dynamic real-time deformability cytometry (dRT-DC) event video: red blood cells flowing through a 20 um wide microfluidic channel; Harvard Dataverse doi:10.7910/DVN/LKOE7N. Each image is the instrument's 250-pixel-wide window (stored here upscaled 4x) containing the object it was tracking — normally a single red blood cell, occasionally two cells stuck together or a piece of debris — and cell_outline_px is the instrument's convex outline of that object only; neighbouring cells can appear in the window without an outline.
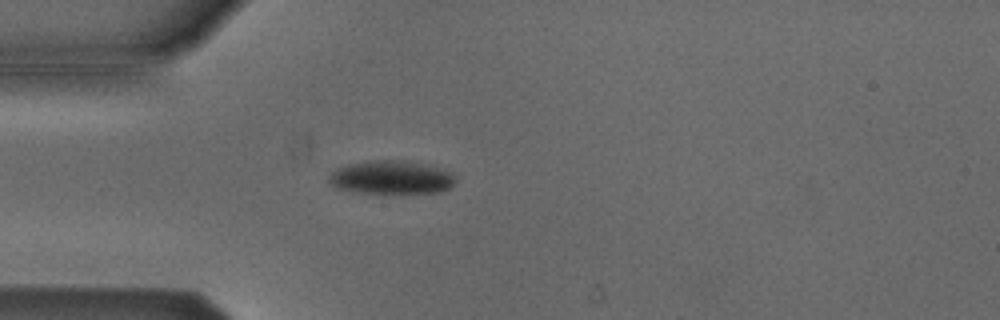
{"species": "Egyptian fruit bat (a non-hibernating species)", "species_latin": "Rousettus aegyptiacus", "temperature_condition": "cold", "stored_images_in_passage": 46, "camera_frame_rate_fps": 3000, "um_per_image_px": 0.085, "animal": {"sex": "male"}, "frame": {"image": 1, "passage_image": 7, "time_ms": 2.0, "image_size_px": [1000, 320], "cell_outline_px": [[456, 180], [448, 188], [440, 192], [404, 196], [400, 196], [352, 192], [336, 188], [328, 180], [328, 176], [336, 168], [348, 164], [372, 160], [404, 160], [424, 164], [452, 172], [456, 176]], "centroid_in_image_um": [33.27, 15.13], "position_along_channel_um": 51.7, "area_um2": 25.78}}
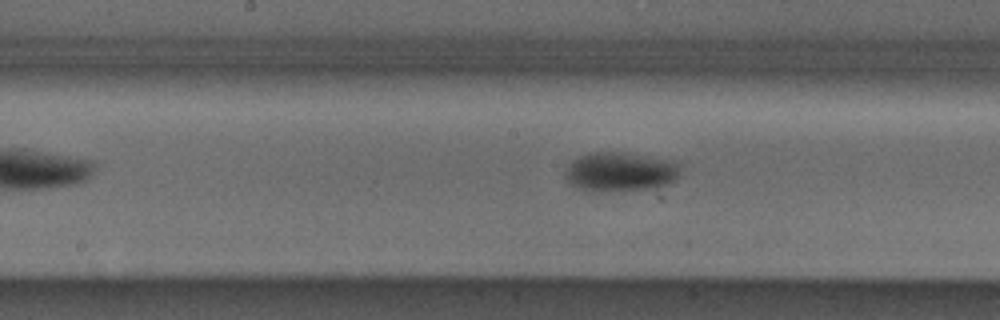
{"frame": {"image": 2, "passage_image": 19, "time_ms": 6.0, "image_size_px": [1000, 320], "cell_outline_px": [[676, 176], [672, 180], [664, 184], [644, 188], [580, 188], [568, 184], [564, 176], [564, 172], [568, 164], [572, 160], [580, 156], [592, 152], [616, 152], [672, 160], [676, 164]], "centroid_in_image_um": [52.59, 14.54], "position_along_channel_um": 195.6, "area_um2": 24.62}}
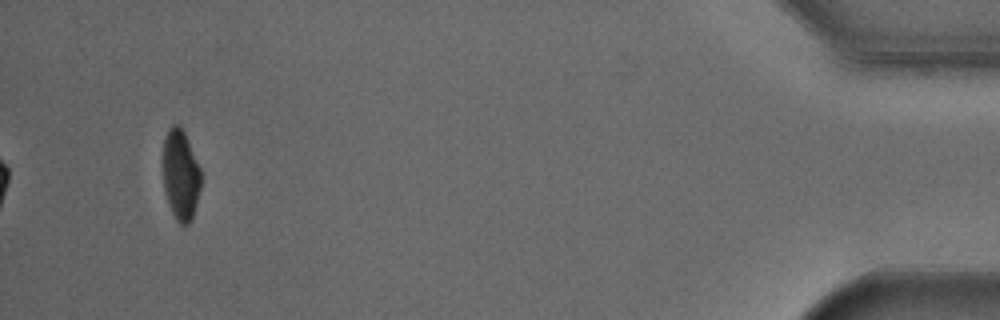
{"frame": {"image": 3, "passage_image": 43, "time_ms": 14.0, "image_size_px": [1000, 320], "cell_outline_px": [[200, 188], [196, 204], [192, 216], [188, 224], [184, 228], [176, 220], [172, 212], [164, 188], [164, 140], [168, 128], [172, 124], [180, 124], [184, 132], [200, 168]], "centroid_in_image_um": [15.36, 14.86], "position_along_channel_um": 419.8, "area_um2": 19.65}, "authors_computed_cell_mechanics": {"area_um2": 23.5535, "velocity_mm_per_s": 3.8186, "shape_relaxation_time_tau1_ms": 3.3782, "shape_relaxation_time_tau2_ms": null, "deformation_change_tau1": 0.109, "deformation_change_tau2": null}}